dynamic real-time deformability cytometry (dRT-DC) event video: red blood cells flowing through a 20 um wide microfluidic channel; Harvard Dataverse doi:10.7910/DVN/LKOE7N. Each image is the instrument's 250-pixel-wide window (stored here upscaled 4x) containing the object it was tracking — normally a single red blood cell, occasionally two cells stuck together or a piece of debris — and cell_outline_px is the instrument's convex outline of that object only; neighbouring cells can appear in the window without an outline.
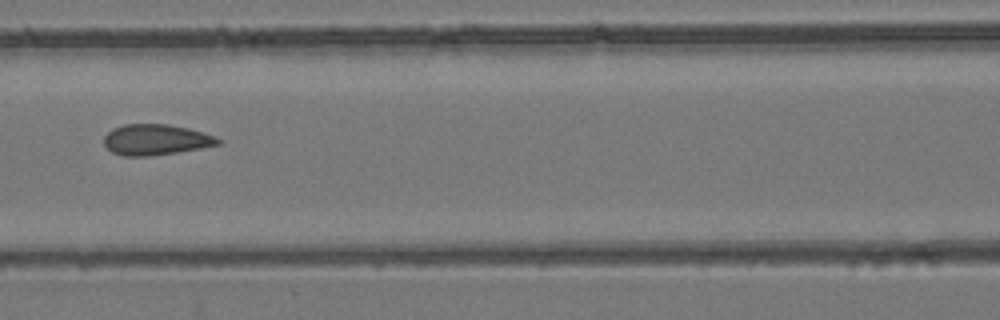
{"species": "common noctule bat (a hibernating species)", "species_latin": "Nyctalus noctula", "temperature_condition": "room temperature", "stored_images_in_passage": 4, "camera_frame_rate_fps": 3000, "um_per_image_px": 0.085, "animal": {"sex": "female", "body_mass_g": 24.6, "forearm_length_mm": 56.2}, "frame": {"image": 1, "passage_image": 4, "time_ms": 3.333, "image_size_px": [1000, 320], "cell_outline_px": [[224, 140], [220, 144], [200, 148], [176, 152], [148, 156], [124, 156], [112, 152], [104, 144], [104, 136], [112, 128], [124, 124], [168, 124], [188, 128], [216, 136]], "centroid_in_image_um": [13.25, 11.87], "position_along_channel_um": 153.3, "area_um2": 20.46}}